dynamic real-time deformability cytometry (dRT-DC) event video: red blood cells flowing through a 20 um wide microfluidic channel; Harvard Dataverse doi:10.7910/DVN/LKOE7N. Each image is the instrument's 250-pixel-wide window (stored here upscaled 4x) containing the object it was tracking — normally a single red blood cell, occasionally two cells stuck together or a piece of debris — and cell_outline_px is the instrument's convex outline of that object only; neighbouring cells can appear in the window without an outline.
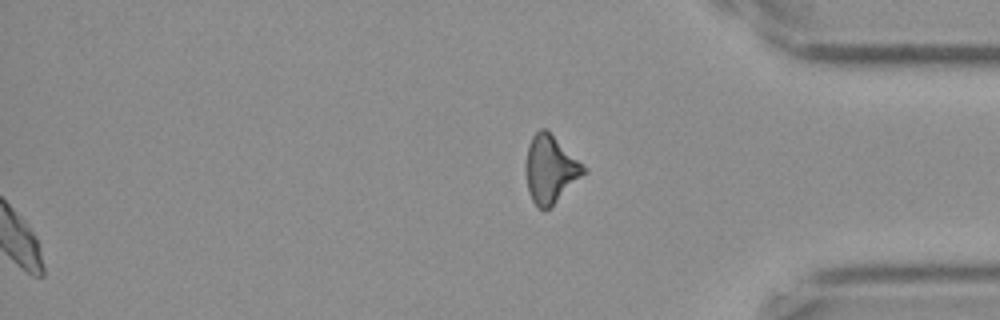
{"species": "Egyptian fruit bat (a non-hibernating species)", "species_latin": "Rousettus aegyptiacus", "temperature_condition": "cold", "stored_images_in_passage": 54, "segment_of_instrument_passage": [2, 2], "camera_frame_rate_fps": 3000, "um_per_image_px": 0.085, "frame": {"image": 1, "passage_image": 54, "time_ms": 17.667, "image_size_px": [1000, 320], "cell_outline_px": [[588, 172], [544, 212], [536, 208], [528, 192], [524, 172], [524, 168], [528, 144], [532, 136], [540, 128], [548, 128], [588, 168]], "centroid_in_image_um": [46.78, 14.36], "position_along_channel_um": 388.4, "area_um2": 23.64}}